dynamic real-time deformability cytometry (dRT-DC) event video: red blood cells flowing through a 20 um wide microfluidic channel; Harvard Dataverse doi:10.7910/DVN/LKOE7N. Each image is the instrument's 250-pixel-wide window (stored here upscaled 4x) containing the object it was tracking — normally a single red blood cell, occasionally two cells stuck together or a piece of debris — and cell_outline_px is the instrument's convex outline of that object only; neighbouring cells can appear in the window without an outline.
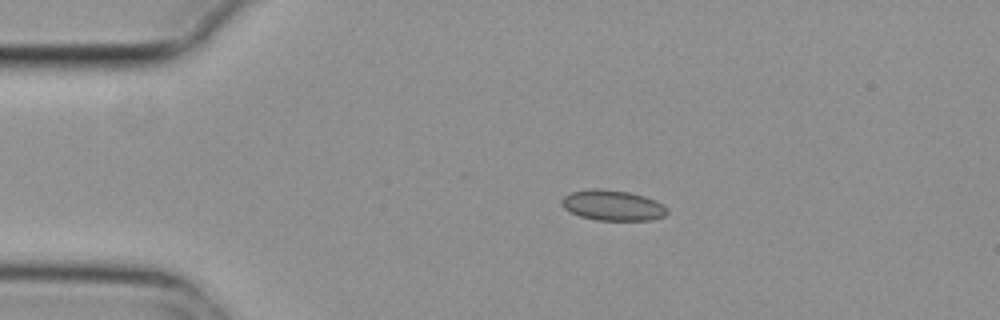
{"species": "common noctule bat (a hibernating species)", "species_latin": "Nyctalus noctula", "temperature_condition": "cold", "stored_images_in_passage": 2, "camera_frame_rate_fps": 3000, "um_per_image_px": 0.085, "animal": {"sex": "female", "body_mass_g": 29.2, "forearm_length_mm": 56.3}, "frame": {"image": 1, "passage_image": 1, "time_ms": 0.0, "image_size_px": [1000, 320], "cell_outline_px": [[668, 212], [664, 216], [652, 220], [596, 220], [580, 216], [564, 208], [560, 204], [560, 200], [564, 196], [572, 192], [592, 188], [596, 188], [628, 192], [644, 196], [656, 200], [664, 204], [668, 208]], "centroid_in_image_um": [52.09, 17.45], "position_along_channel_um": 32.9, "area_um2": 18.79}}